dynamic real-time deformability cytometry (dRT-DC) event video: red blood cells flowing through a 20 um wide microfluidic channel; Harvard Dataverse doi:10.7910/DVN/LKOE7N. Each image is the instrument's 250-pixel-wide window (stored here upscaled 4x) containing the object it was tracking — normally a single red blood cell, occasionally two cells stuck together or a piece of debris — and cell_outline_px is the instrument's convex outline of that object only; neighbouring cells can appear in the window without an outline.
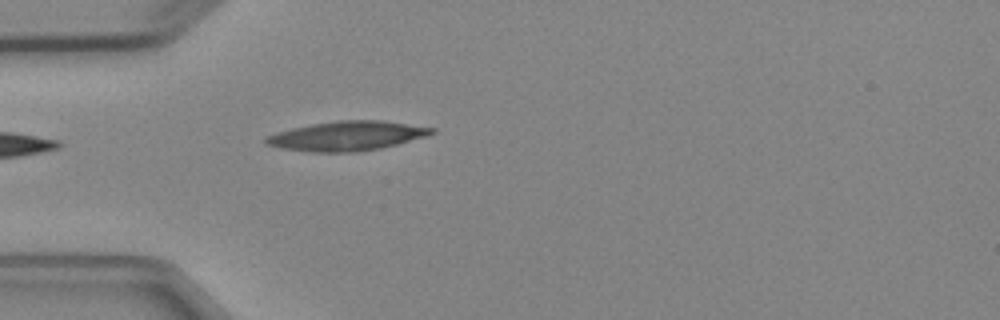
{"species": "Egyptian fruit bat (a non-hibernating species)", "species_latin": "Rousettus aegyptiacus", "temperature_condition": "cold", "stored_images_in_passage": 4, "camera_frame_rate_fps": 3000, "um_per_image_px": 0.085, "animal": {"sex": "female"}, "frame": {"image": 1, "passage_image": 4, "time_ms": 3.667, "image_size_px": [1000, 320], "cell_outline_px": [[436, 132], [428, 136], [380, 148], [356, 152], [312, 152], [280, 148], [264, 144], [264, 140], [268, 136], [276, 132], [292, 128], [312, 124], [336, 120], [380, 120], [436, 128]], "centroid_in_image_um": [29.49, 11.55], "position_along_channel_um": 55.5, "area_um2": 28.44}}